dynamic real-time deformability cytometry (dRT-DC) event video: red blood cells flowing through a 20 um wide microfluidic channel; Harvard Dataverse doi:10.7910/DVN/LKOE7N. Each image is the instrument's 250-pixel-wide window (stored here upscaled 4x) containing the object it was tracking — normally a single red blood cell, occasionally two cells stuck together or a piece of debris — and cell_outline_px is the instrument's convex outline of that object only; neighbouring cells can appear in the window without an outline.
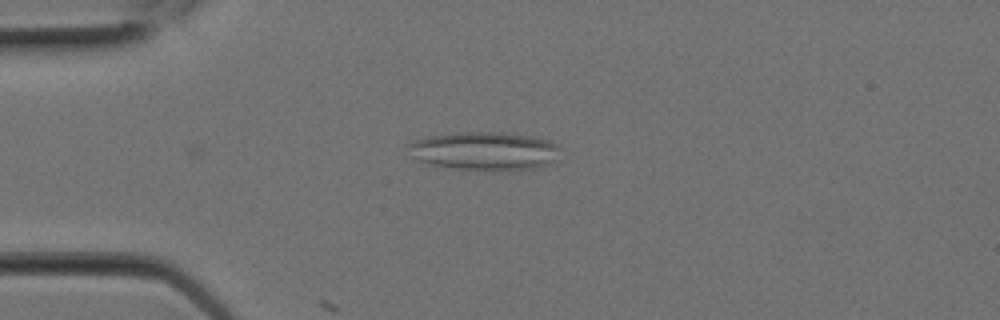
{"species": "Egyptian fruit bat (a non-hibernating species)", "species_latin": "Rousettus aegyptiacus", "temperature_condition": "room temperature", "stored_images_in_passage": 5, "camera_frame_rate_fps": 3000, "um_per_image_px": 0.085, "animal": {"sex": "female"}, "frame": {"image": 1, "passage_image": 5, "time_ms": 1.333, "image_size_px": [1000, 320], "cell_outline_px": [[564, 148], [560, 160], [536, 168], [512, 172], [500, 172], [456, 168], [432, 164], [416, 160], [412, 156], [408, 144], [412, 140], [428, 136], [460, 132], [500, 132], [532, 136], [548, 140]], "centroid_in_image_um": [41.31, 12.85], "position_along_channel_um": 43.7, "area_um2": 34.97}}